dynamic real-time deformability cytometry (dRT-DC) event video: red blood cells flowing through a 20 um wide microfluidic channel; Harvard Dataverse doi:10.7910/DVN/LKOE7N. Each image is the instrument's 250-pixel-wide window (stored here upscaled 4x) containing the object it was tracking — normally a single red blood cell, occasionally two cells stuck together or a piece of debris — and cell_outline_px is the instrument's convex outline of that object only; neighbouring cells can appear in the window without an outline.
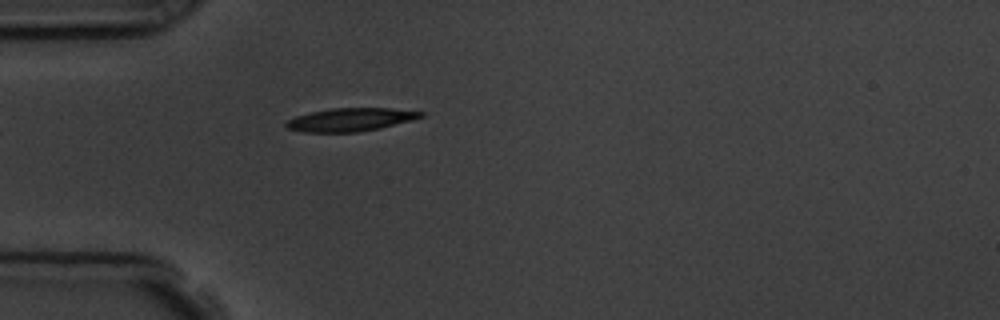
{"species": "common noctule bat (a hibernating species)", "species_latin": "Nyctalus noctula", "temperature_condition": "room temperature", "stored_images_in_passage": 4, "camera_frame_rate_fps": 3000, "um_per_image_px": 0.085, "animal": {"sex": "male", "body_mass_g": 19.5, "forearm_length_mm": 54.6}, "frame": {"image": 1, "passage_image": 4, "time_ms": 3.333, "image_size_px": [1000, 320], "cell_outline_px": [[424, 116], [412, 120], [380, 128], [360, 132], [304, 132], [288, 128], [284, 124], [288, 120], [296, 116], [312, 112], [332, 108], [392, 108], [424, 112]], "centroid_in_image_um": [29.81, 10.17], "position_along_channel_um": 55.2, "area_um2": 18.09}}